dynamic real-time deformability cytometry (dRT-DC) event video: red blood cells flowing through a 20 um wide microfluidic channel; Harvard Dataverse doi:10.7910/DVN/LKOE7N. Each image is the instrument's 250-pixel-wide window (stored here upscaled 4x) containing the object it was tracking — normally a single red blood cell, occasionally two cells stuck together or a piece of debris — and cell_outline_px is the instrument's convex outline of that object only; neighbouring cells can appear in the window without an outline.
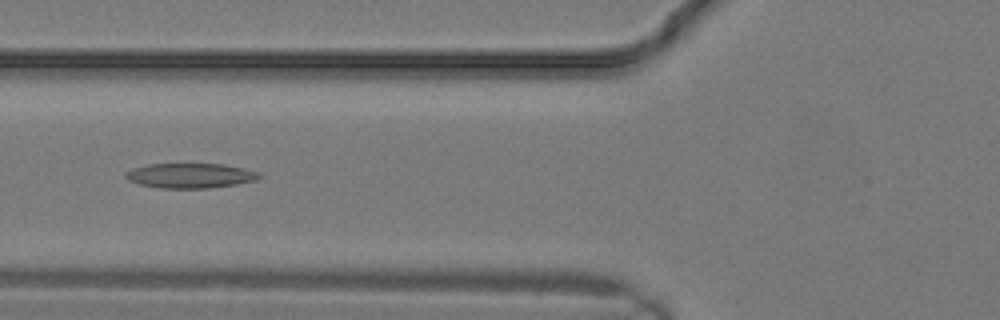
{"species": "common noctule bat (a hibernating species)", "species_latin": "Nyctalus noctula", "temperature_condition": "warm", "stored_images_in_passage": 10, "camera_frame_rate_fps": 3000, "um_per_image_px": 0.085, "animal": {"sex": "male", "body_mass_g": 19.2, "forearm_length_mm": 51.8}, "frame": {"image": 1, "passage_image": 9, "time_ms": 2.667, "image_size_px": [1000, 320], "cell_outline_px": [[264, 176], [256, 180], [236, 184], [208, 188], [160, 188], [140, 184], [128, 180], [124, 176], [124, 172], [132, 168], [148, 164], [224, 164], [244, 168], [260, 172]], "centroid_in_image_um": [16.19, 14.92], "position_along_channel_um": 109.6, "area_um2": 19.48}}